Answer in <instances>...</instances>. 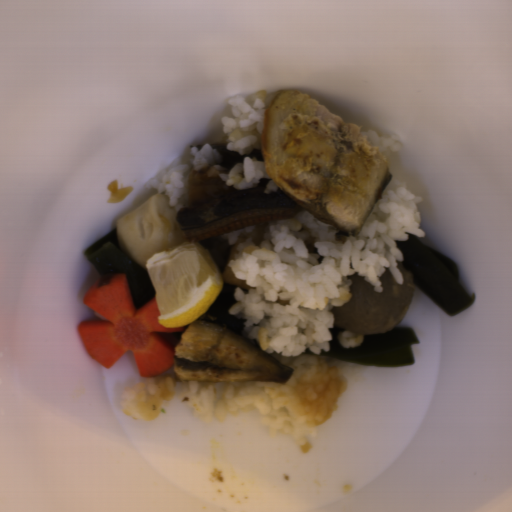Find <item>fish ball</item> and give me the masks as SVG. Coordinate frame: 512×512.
Listing matches in <instances>:
<instances>
[{
	"label": "fish ball",
	"instance_id": "fish-ball-2",
	"mask_svg": "<svg viewBox=\"0 0 512 512\" xmlns=\"http://www.w3.org/2000/svg\"><path fill=\"white\" fill-rule=\"evenodd\" d=\"M221 278H222V282H225L227 283L228 285H231V286H234V287H238V288H242V289H246V290H250L251 286L245 282L244 280L242 279H239L235 276L232 268L230 267H225L222 274H221Z\"/></svg>",
	"mask_w": 512,
	"mask_h": 512
},
{
	"label": "fish ball",
	"instance_id": "fish-ball-1",
	"mask_svg": "<svg viewBox=\"0 0 512 512\" xmlns=\"http://www.w3.org/2000/svg\"><path fill=\"white\" fill-rule=\"evenodd\" d=\"M170 195L156 193L116 222L118 245L124 255L146 269L154 253L185 242L170 206Z\"/></svg>",
	"mask_w": 512,
	"mask_h": 512
}]
</instances>
